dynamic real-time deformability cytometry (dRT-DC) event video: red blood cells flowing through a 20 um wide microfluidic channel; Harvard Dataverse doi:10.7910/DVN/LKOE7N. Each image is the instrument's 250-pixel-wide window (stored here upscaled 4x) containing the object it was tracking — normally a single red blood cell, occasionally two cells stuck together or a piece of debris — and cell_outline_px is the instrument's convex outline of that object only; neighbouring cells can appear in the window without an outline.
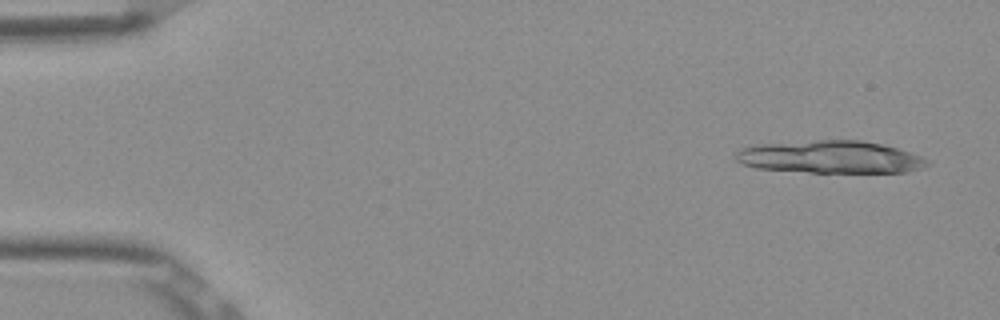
{"species": "Egyptian fruit bat (a non-hibernating species)", "species_latin": "Rousettus aegyptiacus", "temperature_condition": "room temperature", "stored_images_in_passage": 4, "camera_frame_rate_fps": 3000, "um_per_image_px": 0.085, "frame": {"image": 1, "passage_image": 1, "time_ms": 0.0, "image_size_px": [1000, 320], "cell_outline_px": [[932, 164], [908, 172], [812, 172], [756, 168], [744, 164], [736, 160], [736, 152], [740, 148], [752, 144], [816, 140], [860, 140], [884, 144], [932, 160]], "centroid_in_image_um": [70.59, 13.34], "position_along_channel_um": 14.4, "area_um2": 36.47}}